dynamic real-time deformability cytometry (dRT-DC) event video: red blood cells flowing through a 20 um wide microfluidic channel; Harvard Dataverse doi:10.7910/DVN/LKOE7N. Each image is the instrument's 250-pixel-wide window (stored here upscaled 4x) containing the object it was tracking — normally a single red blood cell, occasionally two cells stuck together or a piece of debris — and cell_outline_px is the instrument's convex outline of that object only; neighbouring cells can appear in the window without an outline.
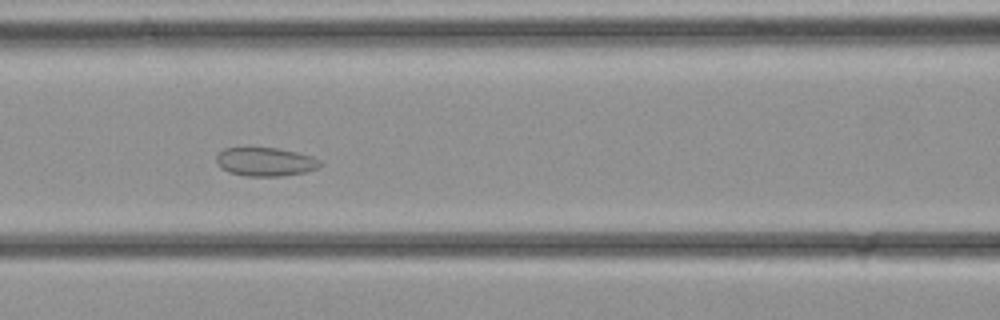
{"species": "common noctule bat (a hibernating species)", "species_latin": "Nyctalus noctula", "temperature_condition": "cold", "stored_images_in_passage": 23, "camera_frame_rate_fps": 3000, "um_per_image_px": 0.085, "animal": {"sex": "female", "body_mass_g": 21.9}, "frame": {"image": 1, "passage_image": 7, "time_ms": 2.0, "image_size_px": [1000, 320], "cell_outline_px": [[320, 164], [316, 168], [304, 172], [280, 176], [244, 176], [228, 172], [220, 168], [216, 164], [216, 156], [224, 148], [280, 148], [312, 156], [320, 160]], "centroid_in_image_um": [22.51, 13.75], "position_along_channel_um": 144.1, "area_um2": 17.28}}
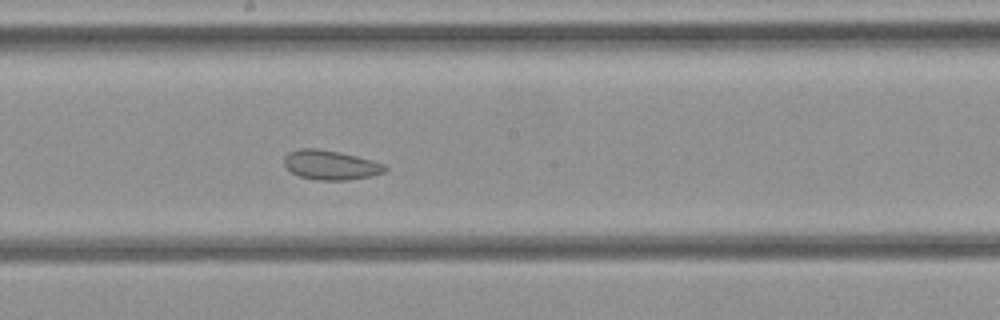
{"frame": {"image": 2, "passage_image": 11, "time_ms": 3.333, "image_size_px": [1000, 320], "cell_outline_px": [[388, 168], [384, 172], [372, 176], [348, 180], [316, 180], [300, 176], [292, 172], [284, 164], [284, 156], [288, 152], [300, 148], [316, 148], [340, 152], [372, 160], [384, 164]], "centroid_in_image_um": [28.1, 14.02], "position_along_channel_um": 220.1, "area_um2": 17.34}}
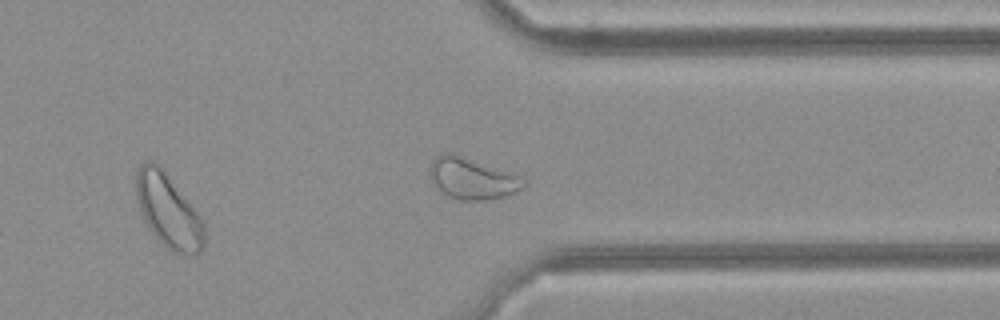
{"frame": {"image": 3, "passage_image": 19, "time_ms": 6.0, "image_size_px": [1000, 320], "cell_outline_px": [[204, 244], [200, 252], [196, 256], [184, 256], [172, 252], [148, 228], [144, 220], [136, 196], [136, 172], [140, 164], [144, 160], [152, 160], [164, 168], [200, 216], [204, 224]], "centroid_in_image_um": [14.31, 17.91], "position_along_channel_um": 397.1, "area_um2": 29.54}}